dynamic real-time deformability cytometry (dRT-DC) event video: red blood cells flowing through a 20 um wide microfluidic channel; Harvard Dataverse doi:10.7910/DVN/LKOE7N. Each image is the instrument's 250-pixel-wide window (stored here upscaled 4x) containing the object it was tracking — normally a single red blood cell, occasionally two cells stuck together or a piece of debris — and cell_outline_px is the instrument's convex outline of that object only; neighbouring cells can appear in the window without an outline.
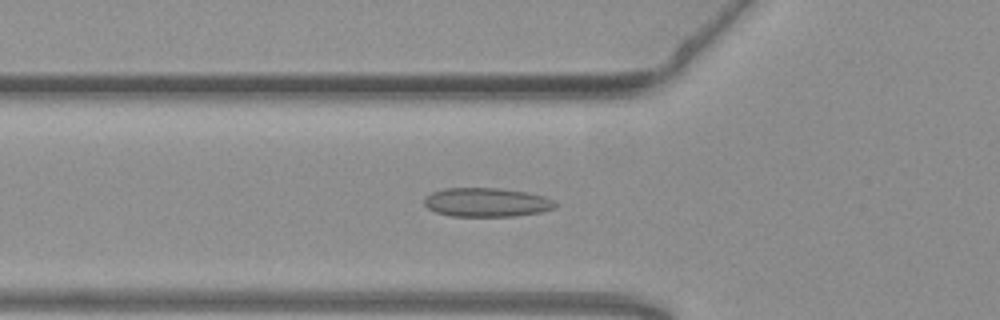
{"species": "common noctule bat (a hibernating species)", "species_latin": "Nyctalus noctula", "temperature_condition": "warm", "stored_images_in_passage": 40, "camera_frame_rate_fps": 3000, "um_per_image_px": 0.085, "animal": {"sex": "female", "body_mass_g": 19.3, "forearm_length_mm": 54.1}, "frame": {"image": 1, "passage_image": 5, "time_ms": 1.333, "image_size_px": [1000, 320], "cell_outline_px": [[556, 208], [540, 212], [516, 216], [452, 216], [436, 212], [428, 208], [424, 204], [424, 196], [432, 192], [444, 188], [500, 188], [524, 192], [544, 196], [552, 200], [556, 204]], "centroid_in_image_um": [41.33, 17.2], "position_along_channel_um": 84.5, "area_um2": 22.08}}
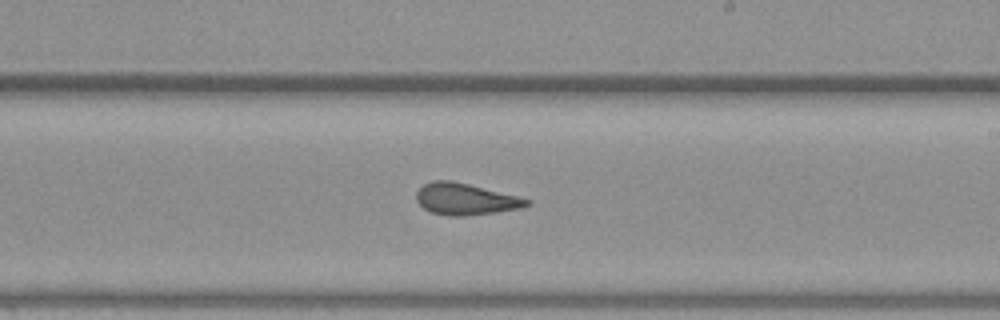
{"frame": {"image": 2, "passage_image": 18, "time_ms": 5.667, "image_size_px": [1000, 320], "cell_outline_px": [[532, 204], [520, 208], [496, 212], [464, 216], [448, 216], [432, 212], [424, 208], [416, 200], [416, 192], [424, 184], [432, 180], [448, 180], [468, 184], [520, 196], [532, 200]], "centroid_in_image_um": [39.59, 16.92], "position_along_channel_um": 249.4, "area_um2": 20.35}}
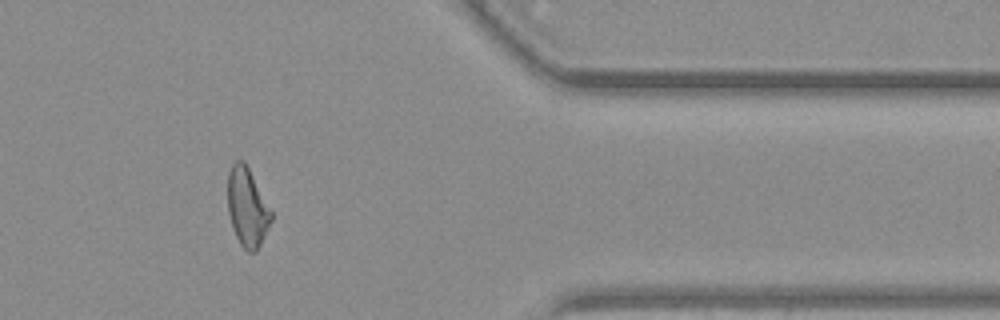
{"frame": {"image": 3, "passage_image": 31, "time_ms": 10.0, "image_size_px": [1000, 320], "cell_outline_px": [[272, 220], [256, 252], [248, 252], [240, 244], [232, 228], [228, 212], [228, 172], [232, 164], [236, 160], [244, 160], [272, 212]], "centroid_in_image_um": [21.0, 17.62], "position_along_channel_um": 390.4, "area_um2": 19.77}, "authors_computed_cell_mechanics": {"area_um2": 20.519, "velocity_mm_per_s": 3.8038, "shape_relaxation_time_tau1_ms": 10.8093, "shape_relaxation_time_tau2_ms": 1.6493, "deformation_change_tau1": 0.2037, "deformation_change_tau2": 0.0869}}